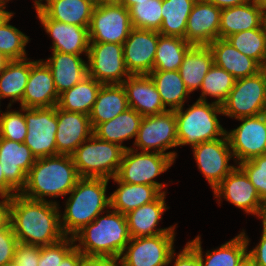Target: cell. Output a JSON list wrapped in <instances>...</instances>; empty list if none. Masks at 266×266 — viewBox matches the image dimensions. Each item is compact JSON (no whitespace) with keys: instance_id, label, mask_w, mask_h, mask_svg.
I'll return each instance as SVG.
<instances>
[{"instance_id":"13","label":"cell","mask_w":266,"mask_h":266,"mask_svg":"<svg viewBox=\"0 0 266 266\" xmlns=\"http://www.w3.org/2000/svg\"><path fill=\"white\" fill-rule=\"evenodd\" d=\"M87 59L88 76L102 84H122L130 76L123 44L90 42Z\"/></svg>"},{"instance_id":"44","label":"cell","mask_w":266,"mask_h":266,"mask_svg":"<svg viewBox=\"0 0 266 266\" xmlns=\"http://www.w3.org/2000/svg\"><path fill=\"white\" fill-rule=\"evenodd\" d=\"M256 188L260 198L266 200V154L246 160L237 165Z\"/></svg>"},{"instance_id":"36","label":"cell","mask_w":266,"mask_h":266,"mask_svg":"<svg viewBox=\"0 0 266 266\" xmlns=\"http://www.w3.org/2000/svg\"><path fill=\"white\" fill-rule=\"evenodd\" d=\"M28 60L27 58L10 60L5 69L0 72V100L11 97L12 103L22 102L30 74V61Z\"/></svg>"},{"instance_id":"7","label":"cell","mask_w":266,"mask_h":266,"mask_svg":"<svg viewBox=\"0 0 266 266\" xmlns=\"http://www.w3.org/2000/svg\"><path fill=\"white\" fill-rule=\"evenodd\" d=\"M169 155L155 152H138L132 148L123 153L116 178L125 183L145 184L157 187L162 193L166 184L154 181L155 177L164 173L174 163Z\"/></svg>"},{"instance_id":"3","label":"cell","mask_w":266,"mask_h":266,"mask_svg":"<svg viewBox=\"0 0 266 266\" xmlns=\"http://www.w3.org/2000/svg\"><path fill=\"white\" fill-rule=\"evenodd\" d=\"M99 214L91 223L84 226L74 236L75 247L86 256H110L119 259L131 236L126 215L107 210ZM109 213V214H108ZM101 216V217H100Z\"/></svg>"},{"instance_id":"8","label":"cell","mask_w":266,"mask_h":266,"mask_svg":"<svg viewBox=\"0 0 266 266\" xmlns=\"http://www.w3.org/2000/svg\"><path fill=\"white\" fill-rule=\"evenodd\" d=\"M132 29L126 7L116 1L96 3L88 28L90 42L123 44Z\"/></svg>"},{"instance_id":"60","label":"cell","mask_w":266,"mask_h":266,"mask_svg":"<svg viewBox=\"0 0 266 266\" xmlns=\"http://www.w3.org/2000/svg\"><path fill=\"white\" fill-rule=\"evenodd\" d=\"M9 61L10 59L0 52V72L5 69Z\"/></svg>"},{"instance_id":"61","label":"cell","mask_w":266,"mask_h":266,"mask_svg":"<svg viewBox=\"0 0 266 266\" xmlns=\"http://www.w3.org/2000/svg\"><path fill=\"white\" fill-rule=\"evenodd\" d=\"M6 6L5 5H0V23L12 12H8L5 10Z\"/></svg>"},{"instance_id":"2","label":"cell","mask_w":266,"mask_h":266,"mask_svg":"<svg viewBox=\"0 0 266 266\" xmlns=\"http://www.w3.org/2000/svg\"><path fill=\"white\" fill-rule=\"evenodd\" d=\"M79 178L71 155L38 158L28 172L26 185L20 194L36 201H46L45 196L69 195Z\"/></svg>"},{"instance_id":"18","label":"cell","mask_w":266,"mask_h":266,"mask_svg":"<svg viewBox=\"0 0 266 266\" xmlns=\"http://www.w3.org/2000/svg\"><path fill=\"white\" fill-rule=\"evenodd\" d=\"M36 157L25 143L0 137V163L7 183L18 193L24 189L27 174Z\"/></svg>"},{"instance_id":"23","label":"cell","mask_w":266,"mask_h":266,"mask_svg":"<svg viewBox=\"0 0 266 266\" xmlns=\"http://www.w3.org/2000/svg\"><path fill=\"white\" fill-rule=\"evenodd\" d=\"M122 85L127 94L129 107L143 117L168 111L149 75H130Z\"/></svg>"},{"instance_id":"34","label":"cell","mask_w":266,"mask_h":266,"mask_svg":"<svg viewBox=\"0 0 266 266\" xmlns=\"http://www.w3.org/2000/svg\"><path fill=\"white\" fill-rule=\"evenodd\" d=\"M101 86L102 83L86 76L71 89L59 95L57 107L62 110L89 115Z\"/></svg>"},{"instance_id":"38","label":"cell","mask_w":266,"mask_h":266,"mask_svg":"<svg viewBox=\"0 0 266 266\" xmlns=\"http://www.w3.org/2000/svg\"><path fill=\"white\" fill-rule=\"evenodd\" d=\"M191 46L184 38L164 36L158 32V44L154 57L153 70H179L184 55Z\"/></svg>"},{"instance_id":"41","label":"cell","mask_w":266,"mask_h":266,"mask_svg":"<svg viewBox=\"0 0 266 266\" xmlns=\"http://www.w3.org/2000/svg\"><path fill=\"white\" fill-rule=\"evenodd\" d=\"M13 14L8 15L0 23V52L10 60H22L27 58L25 46L29 42V37L9 24Z\"/></svg>"},{"instance_id":"35","label":"cell","mask_w":266,"mask_h":266,"mask_svg":"<svg viewBox=\"0 0 266 266\" xmlns=\"http://www.w3.org/2000/svg\"><path fill=\"white\" fill-rule=\"evenodd\" d=\"M148 75L153 80L166 108L168 106L169 110H176L184 106L185 99L190 92L186 88L178 70H153Z\"/></svg>"},{"instance_id":"17","label":"cell","mask_w":266,"mask_h":266,"mask_svg":"<svg viewBox=\"0 0 266 266\" xmlns=\"http://www.w3.org/2000/svg\"><path fill=\"white\" fill-rule=\"evenodd\" d=\"M158 32L133 28L123 43V55L130 75H148L153 71Z\"/></svg>"},{"instance_id":"30","label":"cell","mask_w":266,"mask_h":266,"mask_svg":"<svg viewBox=\"0 0 266 266\" xmlns=\"http://www.w3.org/2000/svg\"><path fill=\"white\" fill-rule=\"evenodd\" d=\"M201 237L198 235L187 242L198 254L201 266H236L240 259L248 252L250 242L244 230L232 240L222 244L217 250L207 251L205 258L201 247Z\"/></svg>"},{"instance_id":"28","label":"cell","mask_w":266,"mask_h":266,"mask_svg":"<svg viewBox=\"0 0 266 266\" xmlns=\"http://www.w3.org/2000/svg\"><path fill=\"white\" fill-rule=\"evenodd\" d=\"M216 66L226 70L235 79L258 73L259 63L232 46L226 39L217 38L208 45Z\"/></svg>"},{"instance_id":"45","label":"cell","mask_w":266,"mask_h":266,"mask_svg":"<svg viewBox=\"0 0 266 266\" xmlns=\"http://www.w3.org/2000/svg\"><path fill=\"white\" fill-rule=\"evenodd\" d=\"M73 237H65L57 243L40 246L38 266H58L63 258L75 247Z\"/></svg>"},{"instance_id":"48","label":"cell","mask_w":266,"mask_h":266,"mask_svg":"<svg viewBox=\"0 0 266 266\" xmlns=\"http://www.w3.org/2000/svg\"><path fill=\"white\" fill-rule=\"evenodd\" d=\"M176 256L174 266H201L198 254L188 243Z\"/></svg>"},{"instance_id":"62","label":"cell","mask_w":266,"mask_h":266,"mask_svg":"<svg viewBox=\"0 0 266 266\" xmlns=\"http://www.w3.org/2000/svg\"><path fill=\"white\" fill-rule=\"evenodd\" d=\"M4 266H19L15 260L6 263Z\"/></svg>"},{"instance_id":"32","label":"cell","mask_w":266,"mask_h":266,"mask_svg":"<svg viewBox=\"0 0 266 266\" xmlns=\"http://www.w3.org/2000/svg\"><path fill=\"white\" fill-rule=\"evenodd\" d=\"M143 116L132 108H128L115 118L99 124L93 134L99 139L120 145L125 150L131 147L122 145V142L137 136Z\"/></svg>"},{"instance_id":"11","label":"cell","mask_w":266,"mask_h":266,"mask_svg":"<svg viewBox=\"0 0 266 266\" xmlns=\"http://www.w3.org/2000/svg\"><path fill=\"white\" fill-rule=\"evenodd\" d=\"M23 113L27 125L24 143L30 148L36 159L59 155L55 139L58 125L57 106L23 107Z\"/></svg>"},{"instance_id":"12","label":"cell","mask_w":266,"mask_h":266,"mask_svg":"<svg viewBox=\"0 0 266 266\" xmlns=\"http://www.w3.org/2000/svg\"><path fill=\"white\" fill-rule=\"evenodd\" d=\"M221 108L223 115L235 119L266 113V90L260 75L236 79Z\"/></svg>"},{"instance_id":"56","label":"cell","mask_w":266,"mask_h":266,"mask_svg":"<svg viewBox=\"0 0 266 266\" xmlns=\"http://www.w3.org/2000/svg\"><path fill=\"white\" fill-rule=\"evenodd\" d=\"M236 266H256L252 257L246 253L241 259L240 261L237 263Z\"/></svg>"},{"instance_id":"26","label":"cell","mask_w":266,"mask_h":266,"mask_svg":"<svg viewBox=\"0 0 266 266\" xmlns=\"http://www.w3.org/2000/svg\"><path fill=\"white\" fill-rule=\"evenodd\" d=\"M44 62L51 70L59 95L88 76L87 63L80 55L52 51V57Z\"/></svg>"},{"instance_id":"16","label":"cell","mask_w":266,"mask_h":266,"mask_svg":"<svg viewBox=\"0 0 266 266\" xmlns=\"http://www.w3.org/2000/svg\"><path fill=\"white\" fill-rule=\"evenodd\" d=\"M214 197L244 210L247 214L260 216L263 200L246 174L237 166L214 189Z\"/></svg>"},{"instance_id":"64","label":"cell","mask_w":266,"mask_h":266,"mask_svg":"<svg viewBox=\"0 0 266 266\" xmlns=\"http://www.w3.org/2000/svg\"><path fill=\"white\" fill-rule=\"evenodd\" d=\"M96 2H100V1H116V0H95Z\"/></svg>"},{"instance_id":"19","label":"cell","mask_w":266,"mask_h":266,"mask_svg":"<svg viewBox=\"0 0 266 266\" xmlns=\"http://www.w3.org/2000/svg\"><path fill=\"white\" fill-rule=\"evenodd\" d=\"M35 10L46 33L52 37L53 51L74 55L85 52L87 56L90 44L89 27L59 22L48 18L38 7Z\"/></svg>"},{"instance_id":"50","label":"cell","mask_w":266,"mask_h":266,"mask_svg":"<svg viewBox=\"0 0 266 266\" xmlns=\"http://www.w3.org/2000/svg\"><path fill=\"white\" fill-rule=\"evenodd\" d=\"M261 241L252 250L247 252L256 266H266V230L263 229Z\"/></svg>"},{"instance_id":"39","label":"cell","mask_w":266,"mask_h":266,"mask_svg":"<svg viewBox=\"0 0 266 266\" xmlns=\"http://www.w3.org/2000/svg\"><path fill=\"white\" fill-rule=\"evenodd\" d=\"M236 79L226 70L212 65L201 85V96L198 100L207 101L206 97H214V103L222 105L233 89Z\"/></svg>"},{"instance_id":"54","label":"cell","mask_w":266,"mask_h":266,"mask_svg":"<svg viewBox=\"0 0 266 266\" xmlns=\"http://www.w3.org/2000/svg\"><path fill=\"white\" fill-rule=\"evenodd\" d=\"M203 1L211 3L221 10L247 3V0H203Z\"/></svg>"},{"instance_id":"9","label":"cell","mask_w":266,"mask_h":266,"mask_svg":"<svg viewBox=\"0 0 266 266\" xmlns=\"http://www.w3.org/2000/svg\"><path fill=\"white\" fill-rule=\"evenodd\" d=\"M134 141L133 145L138 147L137 149L132 148L134 150L162 153L175 160L176 152H165L167 149L178 146L174 110L143 117Z\"/></svg>"},{"instance_id":"5","label":"cell","mask_w":266,"mask_h":266,"mask_svg":"<svg viewBox=\"0 0 266 266\" xmlns=\"http://www.w3.org/2000/svg\"><path fill=\"white\" fill-rule=\"evenodd\" d=\"M178 146L191 145L222 138L226 131L220 124L217 114H222L221 105L197 100L185 111L174 110ZM221 136V137H220Z\"/></svg>"},{"instance_id":"31","label":"cell","mask_w":266,"mask_h":266,"mask_svg":"<svg viewBox=\"0 0 266 266\" xmlns=\"http://www.w3.org/2000/svg\"><path fill=\"white\" fill-rule=\"evenodd\" d=\"M119 185L110 194V208L122 214L156 200L162 192L155 186L145 184H130L112 178Z\"/></svg>"},{"instance_id":"55","label":"cell","mask_w":266,"mask_h":266,"mask_svg":"<svg viewBox=\"0 0 266 266\" xmlns=\"http://www.w3.org/2000/svg\"><path fill=\"white\" fill-rule=\"evenodd\" d=\"M258 74L262 78V82L266 90V57L259 63Z\"/></svg>"},{"instance_id":"49","label":"cell","mask_w":266,"mask_h":266,"mask_svg":"<svg viewBox=\"0 0 266 266\" xmlns=\"http://www.w3.org/2000/svg\"><path fill=\"white\" fill-rule=\"evenodd\" d=\"M119 261L110 256H86L83 255L78 266H118Z\"/></svg>"},{"instance_id":"27","label":"cell","mask_w":266,"mask_h":266,"mask_svg":"<svg viewBox=\"0 0 266 266\" xmlns=\"http://www.w3.org/2000/svg\"><path fill=\"white\" fill-rule=\"evenodd\" d=\"M265 10L244 3L221 10L219 38L225 39L233 34L255 28H266Z\"/></svg>"},{"instance_id":"43","label":"cell","mask_w":266,"mask_h":266,"mask_svg":"<svg viewBox=\"0 0 266 266\" xmlns=\"http://www.w3.org/2000/svg\"><path fill=\"white\" fill-rule=\"evenodd\" d=\"M19 110L9 109L0 115V137L18 143H24L27 134V125L24 114Z\"/></svg>"},{"instance_id":"6","label":"cell","mask_w":266,"mask_h":266,"mask_svg":"<svg viewBox=\"0 0 266 266\" xmlns=\"http://www.w3.org/2000/svg\"><path fill=\"white\" fill-rule=\"evenodd\" d=\"M89 143V144H88ZM125 149L92 134L71 155L80 177L114 178Z\"/></svg>"},{"instance_id":"33","label":"cell","mask_w":266,"mask_h":266,"mask_svg":"<svg viewBox=\"0 0 266 266\" xmlns=\"http://www.w3.org/2000/svg\"><path fill=\"white\" fill-rule=\"evenodd\" d=\"M213 64L212 51L208 46L192 45L188 49L178 71L190 93L201 88Z\"/></svg>"},{"instance_id":"22","label":"cell","mask_w":266,"mask_h":266,"mask_svg":"<svg viewBox=\"0 0 266 266\" xmlns=\"http://www.w3.org/2000/svg\"><path fill=\"white\" fill-rule=\"evenodd\" d=\"M57 153L72 155L78 146L93 134L89 115L57 107Z\"/></svg>"},{"instance_id":"57","label":"cell","mask_w":266,"mask_h":266,"mask_svg":"<svg viewBox=\"0 0 266 266\" xmlns=\"http://www.w3.org/2000/svg\"><path fill=\"white\" fill-rule=\"evenodd\" d=\"M147 0H116L117 3L123 5L127 9H129L131 6L137 4V2H143Z\"/></svg>"},{"instance_id":"15","label":"cell","mask_w":266,"mask_h":266,"mask_svg":"<svg viewBox=\"0 0 266 266\" xmlns=\"http://www.w3.org/2000/svg\"><path fill=\"white\" fill-rule=\"evenodd\" d=\"M198 169L214 189L236 166L230 165L233 157L227 135L202 142L192 147Z\"/></svg>"},{"instance_id":"65","label":"cell","mask_w":266,"mask_h":266,"mask_svg":"<svg viewBox=\"0 0 266 266\" xmlns=\"http://www.w3.org/2000/svg\"><path fill=\"white\" fill-rule=\"evenodd\" d=\"M265 26H266V9H265V20H264Z\"/></svg>"},{"instance_id":"1","label":"cell","mask_w":266,"mask_h":266,"mask_svg":"<svg viewBox=\"0 0 266 266\" xmlns=\"http://www.w3.org/2000/svg\"><path fill=\"white\" fill-rule=\"evenodd\" d=\"M56 201H36L21 194L10 198L9 223L19 243L46 246L59 242L64 235Z\"/></svg>"},{"instance_id":"42","label":"cell","mask_w":266,"mask_h":266,"mask_svg":"<svg viewBox=\"0 0 266 266\" xmlns=\"http://www.w3.org/2000/svg\"><path fill=\"white\" fill-rule=\"evenodd\" d=\"M128 10L133 28L159 32L163 21L162 0L137 2Z\"/></svg>"},{"instance_id":"21","label":"cell","mask_w":266,"mask_h":266,"mask_svg":"<svg viewBox=\"0 0 266 266\" xmlns=\"http://www.w3.org/2000/svg\"><path fill=\"white\" fill-rule=\"evenodd\" d=\"M221 9L197 0L187 20L185 39L191 45L208 46L219 38Z\"/></svg>"},{"instance_id":"58","label":"cell","mask_w":266,"mask_h":266,"mask_svg":"<svg viewBox=\"0 0 266 266\" xmlns=\"http://www.w3.org/2000/svg\"><path fill=\"white\" fill-rule=\"evenodd\" d=\"M247 3L266 9V0H247Z\"/></svg>"},{"instance_id":"20","label":"cell","mask_w":266,"mask_h":266,"mask_svg":"<svg viewBox=\"0 0 266 266\" xmlns=\"http://www.w3.org/2000/svg\"><path fill=\"white\" fill-rule=\"evenodd\" d=\"M59 94L50 68L43 60L30 61V74L21 107L48 108L57 106Z\"/></svg>"},{"instance_id":"14","label":"cell","mask_w":266,"mask_h":266,"mask_svg":"<svg viewBox=\"0 0 266 266\" xmlns=\"http://www.w3.org/2000/svg\"><path fill=\"white\" fill-rule=\"evenodd\" d=\"M238 120L240 126L226 131L236 164L266 154V113Z\"/></svg>"},{"instance_id":"4","label":"cell","mask_w":266,"mask_h":266,"mask_svg":"<svg viewBox=\"0 0 266 266\" xmlns=\"http://www.w3.org/2000/svg\"><path fill=\"white\" fill-rule=\"evenodd\" d=\"M109 179L80 177L69 192L62 218L61 228L66 237H73L84 226L91 223L105 209L110 208V196H106Z\"/></svg>"},{"instance_id":"29","label":"cell","mask_w":266,"mask_h":266,"mask_svg":"<svg viewBox=\"0 0 266 266\" xmlns=\"http://www.w3.org/2000/svg\"><path fill=\"white\" fill-rule=\"evenodd\" d=\"M128 108L127 94L122 84H102L89 114L93 130Z\"/></svg>"},{"instance_id":"10","label":"cell","mask_w":266,"mask_h":266,"mask_svg":"<svg viewBox=\"0 0 266 266\" xmlns=\"http://www.w3.org/2000/svg\"><path fill=\"white\" fill-rule=\"evenodd\" d=\"M174 239L175 234L131 238L118 259L119 265L168 266L175 257Z\"/></svg>"},{"instance_id":"37","label":"cell","mask_w":266,"mask_h":266,"mask_svg":"<svg viewBox=\"0 0 266 266\" xmlns=\"http://www.w3.org/2000/svg\"><path fill=\"white\" fill-rule=\"evenodd\" d=\"M197 0H162L163 21L159 33L185 39L187 20Z\"/></svg>"},{"instance_id":"47","label":"cell","mask_w":266,"mask_h":266,"mask_svg":"<svg viewBox=\"0 0 266 266\" xmlns=\"http://www.w3.org/2000/svg\"><path fill=\"white\" fill-rule=\"evenodd\" d=\"M40 246L18 243L15 249L14 260L19 266H38Z\"/></svg>"},{"instance_id":"40","label":"cell","mask_w":266,"mask_h":266,"mask_svg":"<svg viewBox=\"0 0 266 266\" xmlns=\"http://www.w3.org/2000/svg\"><path fill=\"white\" fill-rule=\"evenodd\" d=\"M238 51L260 63L266 57V28H255L225 38Z\"/></svg>"},{"instance_id":"52","label":"cell","mask_w":266,"mask_h":266,"mask_svg":"<svg viewBox=\"0 0 266 266\" xmlns=\"http://www.w3.org/2000/svg\"><path fill=\"white\" fill-rule=\"evenodd\" d=\"M2 201H0V229L9 223V207L10 199L0 196Z\"/></svg>"},{"instance_id":"46","label":"cell","mask_w":266,"mask_h":266,"mask_svg":"<svg viewBox=\"0 0 266 266\" xmlns=\"http://www.w3.org/2000/svg\"><path fill=\"white\" fill-rule=\"evenodd\" d=\"M18 243L10 223L0 229V266L14 260Z\"/></svg>"},{"instance_id":"25","label":"cell","mask_w":266,"mask_h":266,"mask_svg":"<svg viewBox=\"0 0 266 266\" xmlns=\"http://www.w3.org/2000/svg\"><path fill=\"white\" fill-rule=\"evenodd\" d=\"M35 0L38 7L48 18L82 27H89L95 0Z\"/></svg>"},{"instance_id":"53","label":"cell","mask_w":266,"mask_h":266,"mask_svg":"<svg viewBox=\"0 0 266 266\" xmlns=\"http://www.w3.org/2000/svg\"><path fill=\"white\" fill-rule=\"evenodd\" d=\"M18 194L6 181L0 163V196L11 198Z\"/></svg>"},{"instance_id":"51","label":"cell","mask_w":266,"mask_h":266,"mask_svg":"<svg viewBox=\"0 0 266 266\" xmlns=\"http://www.w3.org/2000/svg\"><path fill=\"white\" fill-rule=\"evenodd\" d=\"M83 254L74 247L62 260L58 266H78Z\"/></svg>"},{"instance_id":"63","label":"cell","mask_w":266,"mask_h":266,"mask_svg":"<svg viewBox=\"0 0 266 266\" xmlns=\"http://www.w3.org/2000/svg\"><path fill=\"white\" fill-rule=\"evenodd\" d=\"M5 6H6V2H8L9 0H0Z\"/></svg>"},{"instance_id":"59","label":"cell","mask_w":266,"mask_h":266,"mask_svg":"<svg viewBox=\"0 0 266 266\" xmlns=\"http://www.w3.org/2000/svg\"><path fill=\"white\" fill-rule=\"evenodd\" d=\"M259 218L262 219L263 229L266 230V200L263 202L262 211Z\"/></svg>"},{"instance_id":"24","label":"cell","mask_w":266,"mask_h":266,"mask_svg":"<svg viewBox=\"0 0 266 266\" xmlns=\"http://www.w3.org/2000/svg\"><path fill=\"white\" fill-rule=\"evenodd\" d=\"M162 193L156 200L129 211L126 215L128 230L131 238L151 237L159 234H175V225L164 229H156L162 214L169 207L165 204Z\"/></svg>"}]
</instances>
